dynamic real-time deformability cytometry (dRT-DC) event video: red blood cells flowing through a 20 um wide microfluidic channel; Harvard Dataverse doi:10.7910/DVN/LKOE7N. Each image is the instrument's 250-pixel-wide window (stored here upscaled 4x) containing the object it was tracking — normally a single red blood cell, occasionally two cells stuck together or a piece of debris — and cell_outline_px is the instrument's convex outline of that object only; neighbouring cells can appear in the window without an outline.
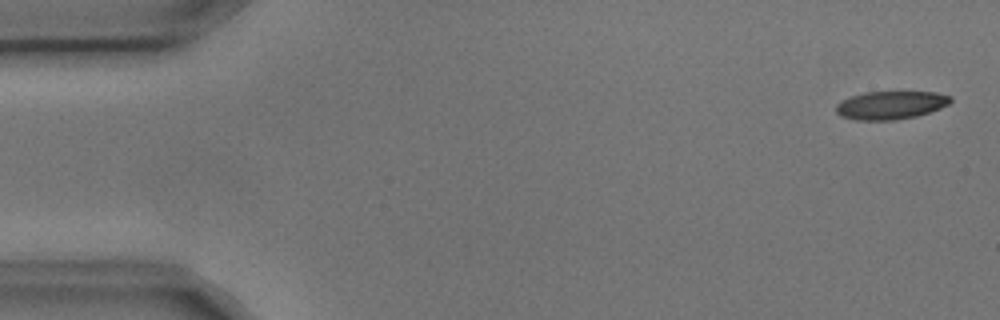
{"species": "common noctule bat (a hibernating species)", "species_latin": "Nyctalus noctula", "temperature_condition": "cold", "stored_images_in_passage": 5, "camera_frame_rate_fps": 3000, "um_per_image_px": 0.085, "animal": {"sex": "male", "body_mass_g": 17.9, "forearm_length_mm": 54.2}, "frame": {"image": 1, "passage_image": 1, "time_ms": 0.0, "image_size_px": [1000, 320], "cell_outline_px": [[952, 100], [948, 104], [940, 108], [916, 116], [896, 120], [856, 120], [840, 116], [836, 112], [836, 104], [840, 100], [864, 92], [936, 92], [952, 96]], "centroid_in_image_um": [75.69, 8.93], "position_along_channel_um": 9.3, "area_um2": 18.84}}
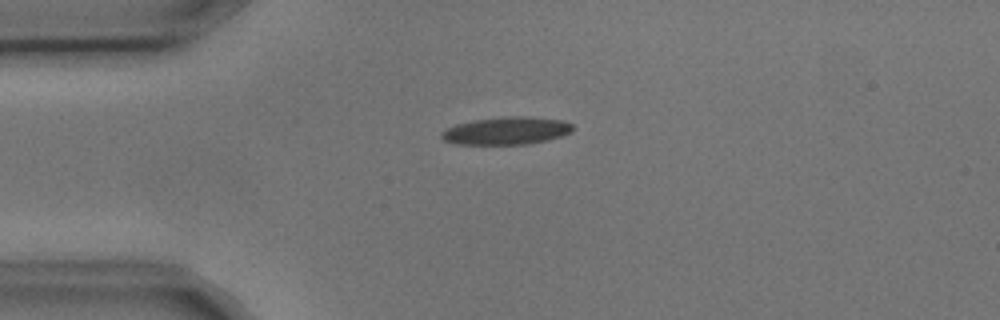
{"frame": {"image": 2, "passage_image": 4, "time_ms": 1.0, "image_size_px": [1000, 320], "cell_outline_px": [[572, 132], [548, 140], [528, 144], [456, 144], [444, 140], [440, 136], [440, 132], [456, 124], [476, 120], [508, 116], [528, 116], [564, 120], [572, 124]], "centroid_in_image_um": [43.07, 11.11], "position_along_channel_um": 41.9, "area_um2": 21.1}}